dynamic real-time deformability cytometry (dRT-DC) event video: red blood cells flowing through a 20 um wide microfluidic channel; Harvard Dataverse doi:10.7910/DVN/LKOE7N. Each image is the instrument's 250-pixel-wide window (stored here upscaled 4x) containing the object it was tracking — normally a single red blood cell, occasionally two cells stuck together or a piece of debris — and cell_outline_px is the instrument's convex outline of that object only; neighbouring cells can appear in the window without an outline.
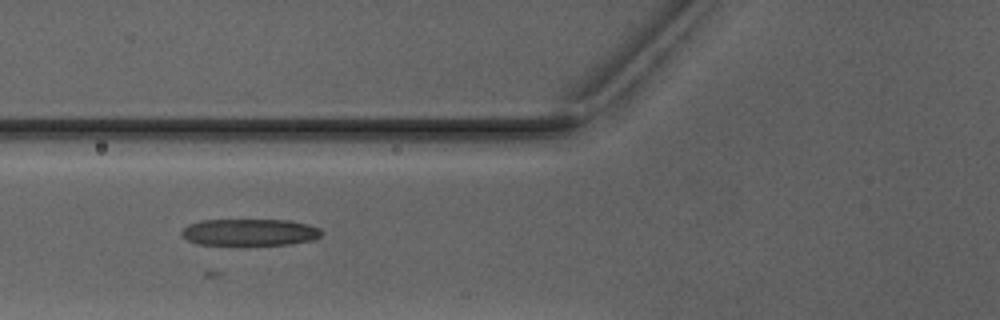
{"species": "Egyptian fruit bat (a non-hibernating species)", "species_latin": "Rousettus aegyptiacus", "temperature_condition": "warm", "stored_images_in_passage": 5, "camera_frame_rate_fps": 3000, "um_per_image_px": 0.085, "animal": {"sex": "male"}, "frame": {"image": 1, "passage_image": 2, "time_ms": 1.333, "image_size_px": [1000, 320], "cell_outline_px": [[324, 232], [320, 236], [312, 240], [292, 244], [196, 244], [180, 236], [180, 232], [188, 224], [200, 220], [288, 220], [308, 224], [320, 228]], "centroid_in_image_um": [21.22, 19.73], "position_along_channel_um": 104.6, "area_um2": 21.85}}
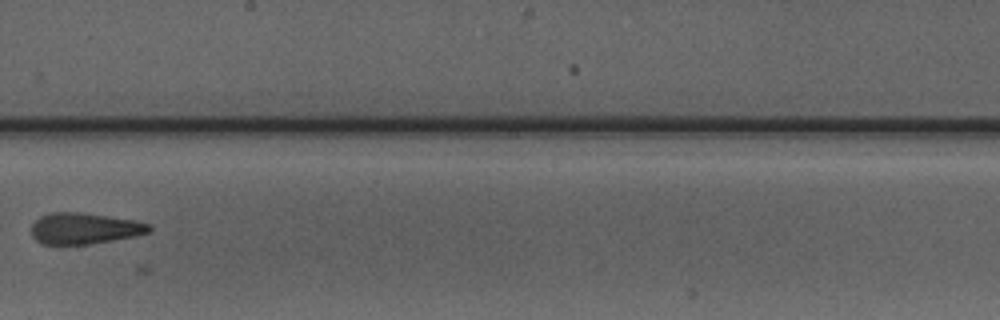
{"frame": {"image": 2, "passage_image": 5, "time_ms": 4.667, "image_size_px": [1000, 320], "cell_outline_px": [[152, 232], [136, 236], [88, 244], [40, 244], [32, 236], [32, 224], [40, 216], [52, 212], [80, 212], [136, 220], [148, 224], [152, 228]], "centroid_in_image_um": [7.19, 19.41], "position_along_channel_um": 241.0, "area_um2": 21.44}}